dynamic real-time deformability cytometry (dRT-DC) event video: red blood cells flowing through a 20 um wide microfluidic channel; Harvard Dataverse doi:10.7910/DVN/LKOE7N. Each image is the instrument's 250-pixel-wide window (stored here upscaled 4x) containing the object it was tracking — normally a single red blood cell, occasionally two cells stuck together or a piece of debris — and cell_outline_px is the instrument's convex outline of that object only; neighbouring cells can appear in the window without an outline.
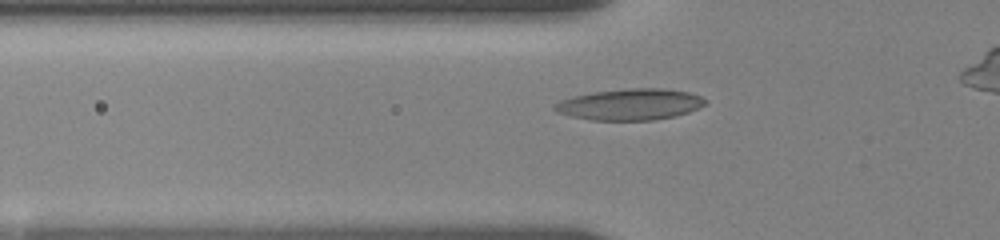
{"species": "human", "species_latin": "Homo sapiens", "temperature_condition": "room temperature", "stored_images_in_passage": 39, "camera_frame_rate_fps": 3000, "um_per_image_px": 0.085, "donor": {"sex": "female"}, "frame": {"image": 1, "passage_image": 7, "time_ms": 2.0, "image_size_px": [1000, 240], "cell_outline_px": [[708, 100], [704, 104], [688, 112], [676, 116], [652, 120], [592, 120], [572, 116], [556, 112], [552, 108], [552, 104], [560, 100], [572, 96], [592, 92], [628, 88], [664, 88], [688, 92], [700, 96]], "centroid_in_image_um": [53.51, 8.87], "position_along_channel_um": 72.3, "area_um2": 27.51}}
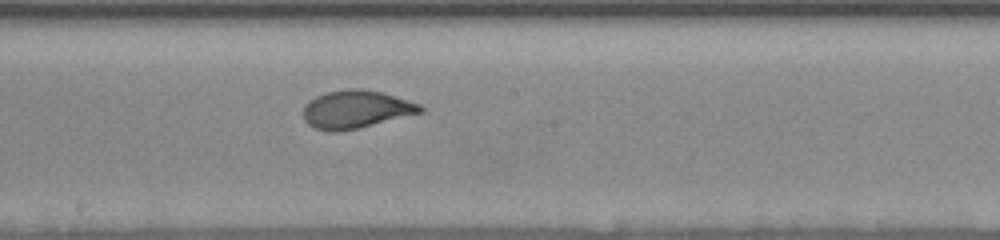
{"frame": {"image": 2, "passage_image": 19, "time_ms": 6.0, "image_size_px": [1000, 240], "cell_outline_px": [[424, 112], [356, 128], [336, 132], [328, 132], [316, 128], [308, 124], [304, 120], [304, 104], [308, 100], [316, 96], [328, 92], [348, 88], [360, 88], [380, 92], [420, 104], [424, 108]], "centroid_in_image_um": [30.23, 9.29], "position_along_channel_um": 218.0, "area_um2": 25.66}}
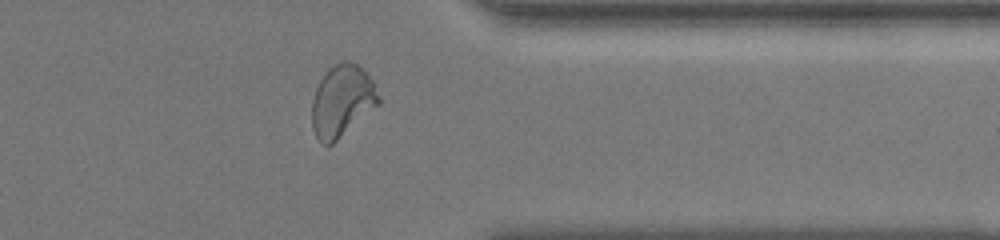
{"frame": {"image": 3, "passage_image": 33, "time_ms": 10.667, "image_size_px": [1000, 240], "cell_outline_px": [[380, 104], [332, 144], [320, 144], [312, 128], [312, 100], [316, 88], [320, 80], [328, 68], [344, 60], [348, 60], [364, 68], [372, 80], [380, 96]], "centroid_in_image_um": [29.08, 8.57], "position_along_channel_um": 382.3, "area_um2": 28.03}, "authors_computed_cell_mechanics": {"area_um2": 25.6054, "velocity_mm_per_s": 3.6268, "shape_relaxation_time_tau1_ms": 3.74, "shape_relaxation_time_tau2_ms": null, "deformation_change_tau1": 0.1564, "deformation_change_tau2": null}}